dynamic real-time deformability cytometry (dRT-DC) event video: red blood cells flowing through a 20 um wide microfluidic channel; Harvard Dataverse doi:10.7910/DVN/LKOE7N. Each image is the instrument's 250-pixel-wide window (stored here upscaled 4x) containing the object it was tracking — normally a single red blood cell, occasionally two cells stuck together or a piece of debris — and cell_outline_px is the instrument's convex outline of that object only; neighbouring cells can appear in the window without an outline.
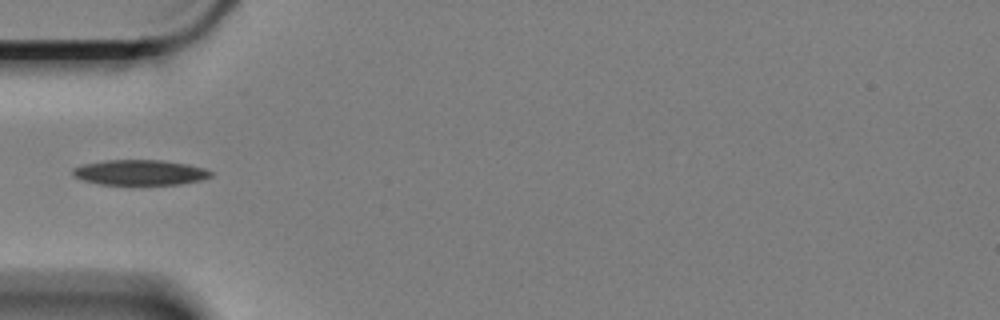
{"species": "Egyptian fruit bat (a non-hibernating species)", "species_latin": "Rousettus aegyptiacus", "temperature_condition": "cold", "stored_images_in_passage": 14, "camera_frame_rate_fps": 3000, "um_per_image_px": 0.085, "animal": {"sex": "female"}, "frame": {"image": 1, "passage_image": 1, "time_ms": 0.0, "image_size_px": [1000, 320], "cell_outline_px": [[212, 176], [200, 180], [180, 184], [140, 188], [132, 188], [100, 184], [84, 180], [76, 176], [72, 172], [72, 168], [84, 164], [104, 160], [160, 160], [188, 164], [204, 168], [212, 172]], "centroid_in_image_um": [11.9, 14.72], "position_along_channel_um": 73.1, "area_um2": 21.39}}
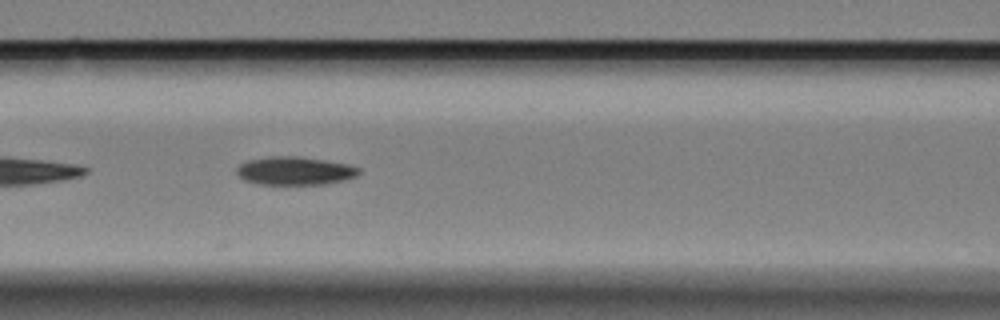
{"frame": {"image": 2, "passage_image": 7, "time_ms": 2.0, "image_size_px": [1000, 320], "cell_outline_px": [[360, 172], [356, 176], [344, 180], [324, 184], [256, 184], [244, 180], [236, 172], [236, 168], [240, 164], [248, 160], [268, 156], [296, 156], [348, 164], [360, 168]], "centroid_in_image_um": [25.04, 14.52], "position_along_channel_um": 141.6, "area_um2": 20.06}}